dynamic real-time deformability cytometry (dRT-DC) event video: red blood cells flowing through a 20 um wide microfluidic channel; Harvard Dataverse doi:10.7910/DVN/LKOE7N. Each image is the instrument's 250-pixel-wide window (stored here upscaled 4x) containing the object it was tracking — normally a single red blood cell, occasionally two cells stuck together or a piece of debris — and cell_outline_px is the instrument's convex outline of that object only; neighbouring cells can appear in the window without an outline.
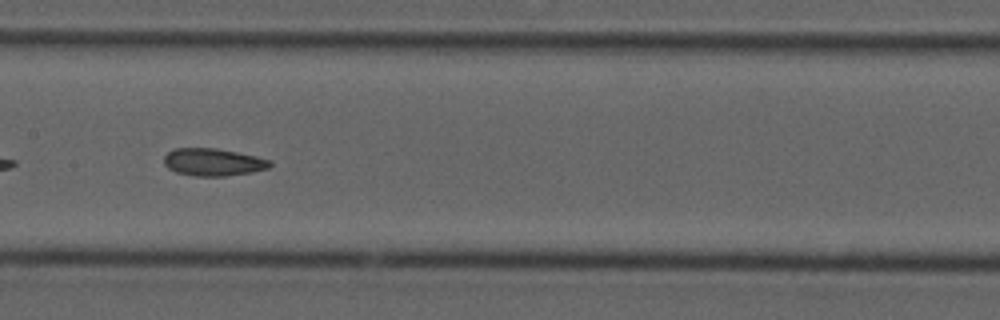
{"species": "common noctule bat (a hibernating species)", "species_latin": "Nyctalus noctula", "temperature_condition": "cold", "stored_images_in_passage": 35, "camera_frame_rate_fps": 3000, "um_per_image_px": 0.085, "animal": {"sex": "male", "forearm_length_mm": 52.5}, "frame": {"image": 1, "passage_image": 20, "time_ms": 6.333, "image_size_px": [1000, 320], "cell_outline_px": [[272, 164], [268, 168], [252, 172], [224, 176], [192, 176], [176, 172], [168, 168], [164, 164], [164, 156], [168, 152], [176, 148], [216, 148], [256, 156], [272, 160]], "centroid_in_image_um": [18.12, 13.78], "position_along_channel_um": 189.3, "area_um2": 16.99}}